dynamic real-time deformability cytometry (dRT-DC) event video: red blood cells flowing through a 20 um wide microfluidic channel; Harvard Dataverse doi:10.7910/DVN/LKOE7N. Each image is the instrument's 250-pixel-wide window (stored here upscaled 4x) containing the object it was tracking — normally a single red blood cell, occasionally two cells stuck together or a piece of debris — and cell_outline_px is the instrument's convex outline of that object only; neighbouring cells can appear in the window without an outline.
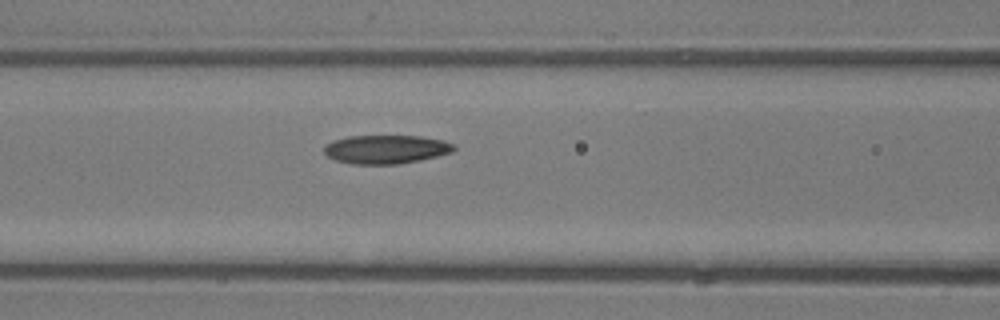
{"species": "common noctule bat (a hibernating species)", "species_latin": "Nyctalus noctula", "temperature_condition": "room temperature", "stored_images_in_passage": 5, "camera_frame_rate_fps": 3000, "um_per_image_px": 0.085, "animal": {"sex": "male", "body_mass_g": 13.3}, "frame": {"image": 1, "passage_image": 5, "time_ms": 5.667, "image_size_px": [1000, 320], "cell_outline_px": [[456, 148], [452, 152], [420, 160], [396, 164], [352, 164], [336, 160], [328, 156], [324, 152], [324, 144], [332, 140], [348, 136], [420, 136], [444, 140], [452, 144]], "centroid_in_image_um": [32.78, 12.68], "position_along_channel_um": 133.8, "area_um2": 21.68}}